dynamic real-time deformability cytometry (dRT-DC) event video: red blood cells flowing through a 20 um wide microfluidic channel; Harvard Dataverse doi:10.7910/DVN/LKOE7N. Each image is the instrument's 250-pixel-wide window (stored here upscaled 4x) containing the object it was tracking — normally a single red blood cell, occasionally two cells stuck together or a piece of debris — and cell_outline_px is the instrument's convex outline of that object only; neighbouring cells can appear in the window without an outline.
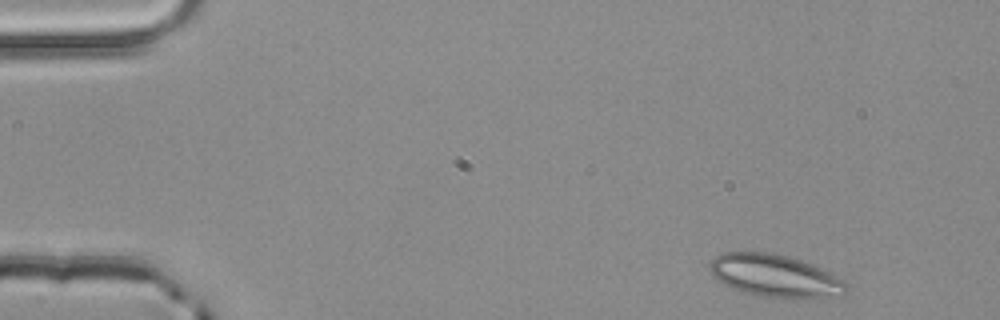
{"species": "common noctule bat (a hibernating species)", "species_latin": "Nyctalus noctula", "temperature_condition": "room temperature", "stored_images_in_passage": 2, "camera_frame_rate_fps": 3000, "um_per_image_px": 0.085, "animal": {"sex": "male", "body_mass_g": 20.4}, "frame": {"image": 1, "passage_image": 1, "time_ms": 0.0, "image_size_px": [1000, 320], "cell_outline_px": [[848, 288], [844, 296], [824, 300], [764, 296], [748, 292], [724, 284], [712, 272], [708, 264], [716, 256], [724, 252], [772, 252], [788, 256], [812, 264], [832, 272], [844, 280], [848, 284]], "centroid_in_image_um": [66.03, 23.46], "position_along_channel_um": 19.0, "area_um2": 34.1}}